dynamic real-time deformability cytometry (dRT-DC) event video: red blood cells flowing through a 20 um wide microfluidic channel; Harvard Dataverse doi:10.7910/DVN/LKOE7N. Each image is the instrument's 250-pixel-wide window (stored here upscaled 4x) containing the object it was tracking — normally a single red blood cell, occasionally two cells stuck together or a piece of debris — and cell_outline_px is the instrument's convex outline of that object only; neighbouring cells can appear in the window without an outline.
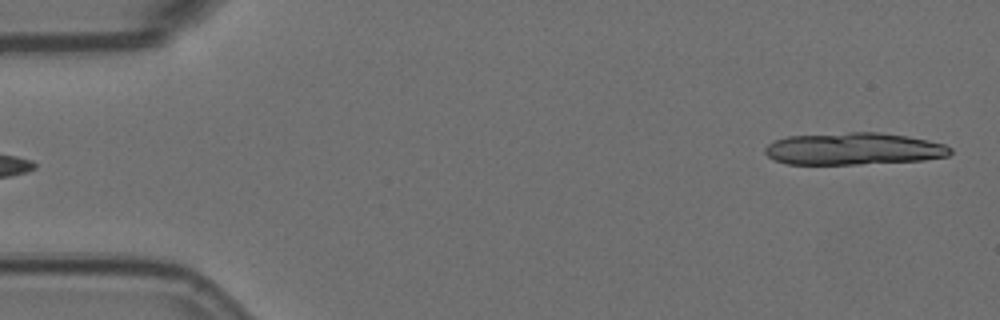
{"species": "Egyptian fruit bat (a non-hibernating species)", "species_latin": "Rousettus aegyptiacus", "temperature_condition": "room temperature", "stored_images_in_passage": 5, "segment_of_instrument_passage": [2, 2], "camera_frame_rate_fps": 3000, "um_per_image_px": 0.085, "animal": {"sex": "female"}, "frame": {"image": 1, "passage_image": 5, "time_ms": 1.333, "image_size_px": [1000, 320], "cell_outline_px": [[952, 152], [948, 156], [924, 160], [860, 164], [788, 164], [776, 160], [768, 156], [764, 152], [764, 148], [768, 144], [776, 140], [788, 136], [848, 132], [880, 132], [908, 136], [928, 140], [944, 144], [952, 148]], "centroid_in_image_um": [72.58, 12.64], "position_along_channel_um": 12.4, "area_um2": 34.8}}